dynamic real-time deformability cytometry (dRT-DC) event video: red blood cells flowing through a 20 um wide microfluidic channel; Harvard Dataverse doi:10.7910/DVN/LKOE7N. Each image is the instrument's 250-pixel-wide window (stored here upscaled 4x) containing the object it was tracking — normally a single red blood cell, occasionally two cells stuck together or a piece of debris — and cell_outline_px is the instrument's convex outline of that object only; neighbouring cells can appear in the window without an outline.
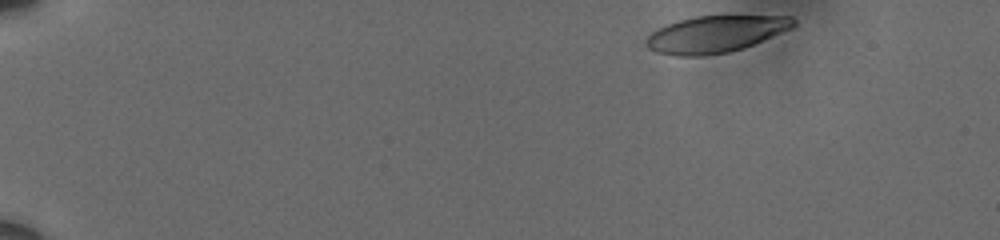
{"species": "human", "species_latin": "Homo sapiens", "temperature_condition": "cold", "stored_images_in_passage": 52, "camera_frame_rate_fps": 3000, "um_per_image_px": 0.085, "donor": {"sex": "male"}, "frame": {"image": 1, "passage_image": 1, "time_ms": 0.0, "image_size_px": [1000, 240], "cell_outline_px": [[796, 24], [792, 28], [744, 48], [728, 52], [700, 56], [676, 56], [656, 52], [648, 48], [644, 44], [644, 40], [656, 28], [680, 20], [696, 16], [792, 16], [796, 20]], "centroid_in_image_um": [60.79, 2.9], "position_along_channel_um": 24.2, "area_um2": 31.56}}
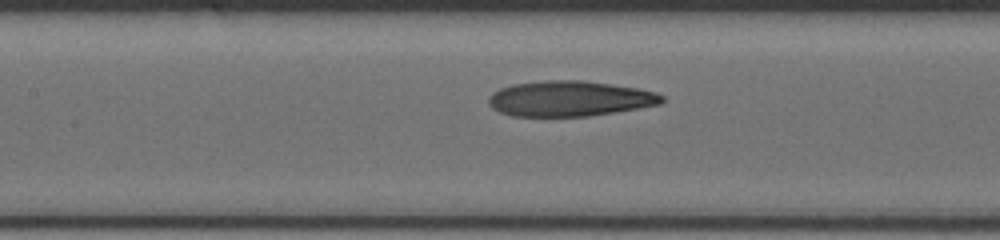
{"frame": {"image": 2, "passage_image": 23, "time_ms": 7.333, "image_size_px": [1000, 240], "cell_outline_px": [[664, 100], [660, 104], [588, 116], [512, 116], [500, 112], [492, 108], [488, 104], [488, 96], [492, 92], [500, 88], [512, 84], [544, 80], [584, 80], [636, 88], [656, 92], [664, 96]], "centroid_in_image_um": [48.37, 8.37], "position_along_channel_um": 159.0, "area_um2": 35.72}}
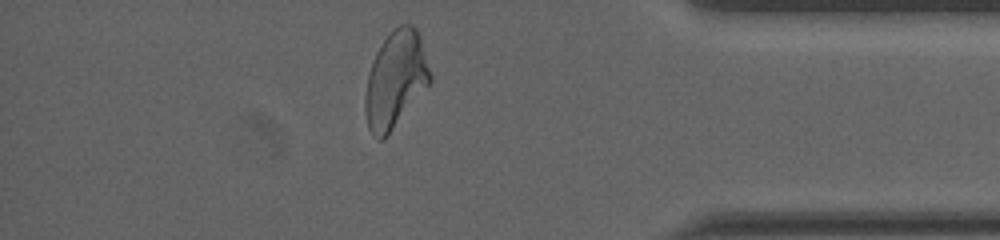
{"frame": {"image": 3, "passage_image": 45, "time_ms": 14.667, "image_size_px": [1000, 240], "cell_outline_px": [[432, 80], [388, 136], [384, 140], [376, 140], [372, 136], [368, 128], [364, 112], [364, 96], [368, 72], [372, 60], [376, 52], [384, 40], [400, 24], [412, 24], [416, 28], [420, 36], [432, 76]], "centroid_in_image_um": [33.59, 6.82], "position_along_channel_um": 401.6, "area_um2": 36.76}, "authors_computed_cell_mechanics": {"area_um2": 35.6915, "velocity_mm_per_s": 3.6032, "shape_relaxation_time_tau1_ms": 10.624, "shape_relaxation_time_tau2_ms": 2.2877, "deformation_change_tau1": 0.2929, "deformation_change_tau2": 0.1147}}